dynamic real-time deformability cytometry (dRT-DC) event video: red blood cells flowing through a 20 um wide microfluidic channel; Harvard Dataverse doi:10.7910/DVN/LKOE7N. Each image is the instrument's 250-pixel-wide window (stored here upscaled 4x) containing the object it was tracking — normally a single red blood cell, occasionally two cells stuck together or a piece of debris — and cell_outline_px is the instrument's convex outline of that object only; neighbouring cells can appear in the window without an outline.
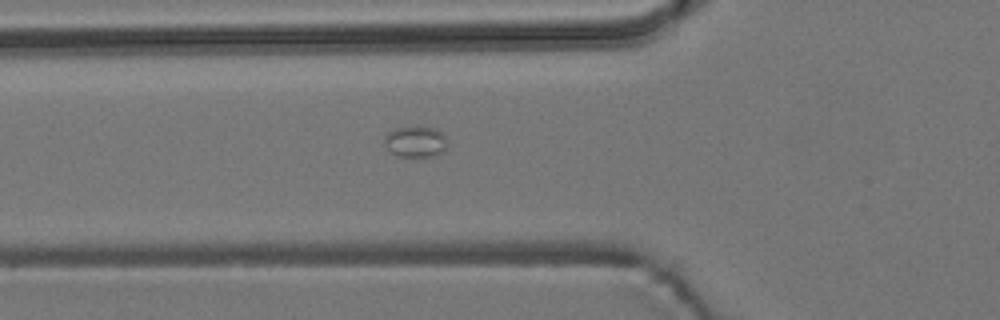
{"species": "common noctule bat (a hibernating species)", "species_latin": "Nyctalus noctula", "temperature_condition": "room temperature", "stored_images_in_passage": 3, "camera_frame_rate_fps": 3000, "um_per_image_px": 0.085, "animal": {"sex": "male", "body_mass_g": 19.2, "forearm_length_mm": 51.8}, "frame": {"image": 1, "passage_image": 3, "time_ms": 0.667, "image_size_px": [1000, 320], "cell_outline_px": [[448, 144], [444, 152], [436, 156], [396, 156], [384, 144], [384, 136], [388, 132], [396, 128], [416, 124], [436, 128], [448, 140]], "centroid_in_image_um": [35.35, 12.0], "position_along_channel_um": 90.5, "area_um2": 11.85}}